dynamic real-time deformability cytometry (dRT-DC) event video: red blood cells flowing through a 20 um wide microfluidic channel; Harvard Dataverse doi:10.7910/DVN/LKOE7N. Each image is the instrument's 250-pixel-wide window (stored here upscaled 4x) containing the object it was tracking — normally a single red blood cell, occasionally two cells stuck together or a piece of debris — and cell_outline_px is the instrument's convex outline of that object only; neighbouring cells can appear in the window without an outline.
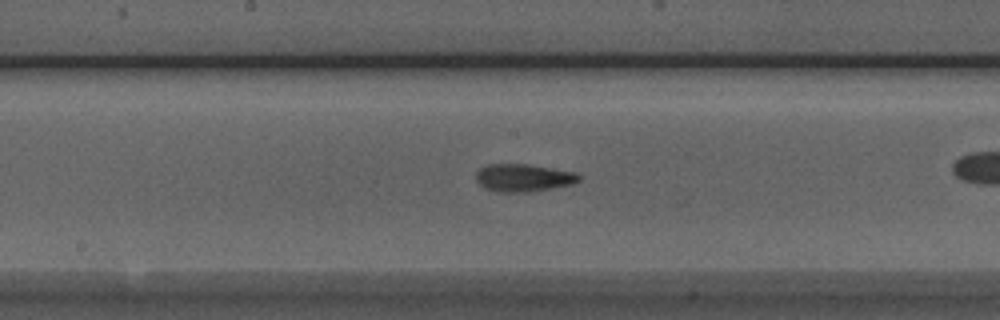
{"species": "Egyptian fruit bat (a non-hibernating species)", "species_latin": "Rousettus aegyptiacus", "temperature_condition": "room temperature", "stored_images_in_passage": 47, "camera_frame_rate_fps": 3000, "um_per_image_px": 0.085, "animal": {"sex": "male"}, "frame": {"image": 1, "passage_image": 21, "time_ms": 6.667, "image_size_px": [1000, 320], "cell_outline_px": [[580, 180], [572, 184], [552, 188], [528, 192], [496, 192], [484, 188], [476, 180], [476, 172], [480, 168], [488, 164], [528, 164], [576, 172], [580, 176]], "centroid_in_image_um": [44.47, 15.11], "position_along_channel_um": 203.7, "area_um2": 16.65}}
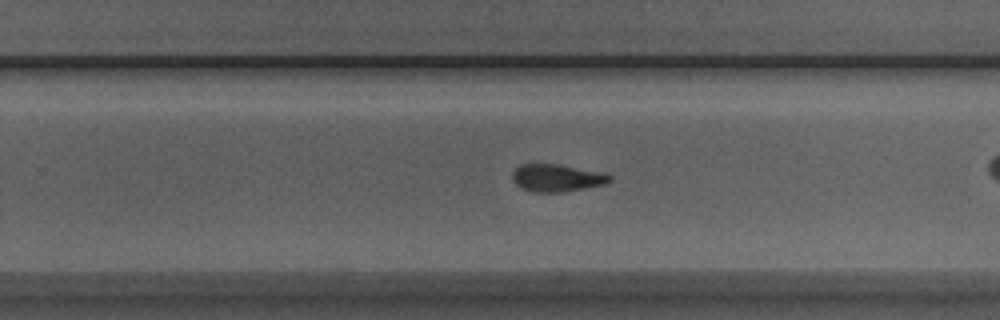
{"frame": {"image": 2, "passage_image": 27, "time_ms": 8.667, "image_size_px": [1000, 320], "cell_outline_px": [[612, 180], [604, 184], [564, 192], [532, 192], [520, 188], [512, 180], [512, 172], [520, 164], [556, 164], [604, 172], [612, 176]], "centroid_in_image_um": [47.32, 15.12], "position_along_channel_um": 282.5, "area_um2": 15.66}}